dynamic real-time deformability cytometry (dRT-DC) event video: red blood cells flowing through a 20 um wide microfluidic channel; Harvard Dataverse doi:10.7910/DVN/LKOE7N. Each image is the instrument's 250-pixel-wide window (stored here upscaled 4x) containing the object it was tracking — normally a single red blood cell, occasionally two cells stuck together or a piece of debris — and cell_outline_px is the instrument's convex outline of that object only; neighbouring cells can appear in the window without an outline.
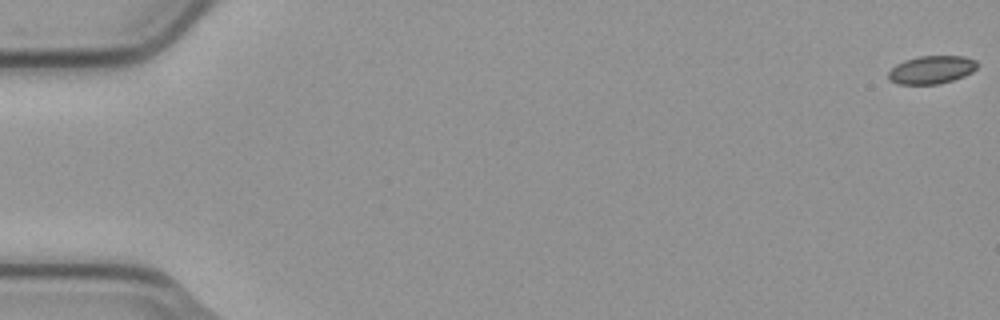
{"species": "common noctule bat (a hibernating species)", "species_latin": "Nyctalus noctula", "temperature_condition": "cold", "stored_images_in_passage": 51, "camera_frame_rate_fps": 3000, "um_per_image_px": 0.085, "animal": {"sex": "male", "body_mass_g": 23.1, "forearm_length_mm": 52.7}, "frame": {"image": 1, "passage_image": 1, "time_ms": 0.0, "image_size_px": [1000, 320], "cell_outline_px": [[976, 68], [972, 72], [964, 76], [952, 80], [936, 84], [900, 84], [888, 80], [888, 72], [896, 64], [904, 60], [920, 56], [964, 56], [976, 60]], "centroid_in_image_um": [79.16, 5.92], "position_along_channel_um": 5.8, "area_um2": 14.45}}
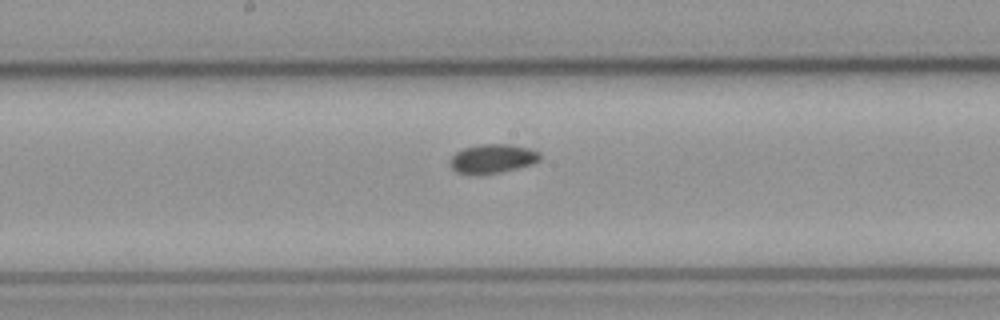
{"frame": {"image": 2, "passage_image": 30, "time_ms": 9.667, "image_size_px": [1000, 320], "cell_outline_px": [[540, 160], [532, 164], [500, 172], [480, 176], [476, 176], [456, 172], [448, 164], [448, 160], [456, 152], [464, 148], [480, 144], [504, 144], [528, 148], [540, 152]], "centroid_in_image_um": [41.8, 13.51], "position_along_channel_um": 206.4, "area_um2": 15.43}}
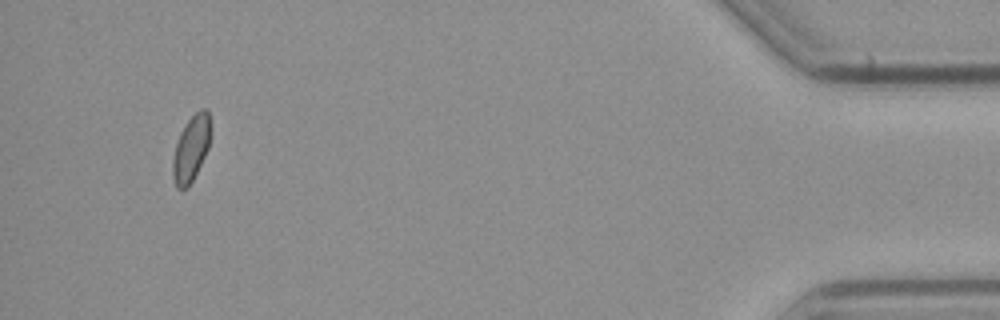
{"frame": {"image": 3, "passage_image": 51, "time_ms": 16.667, "image_size_px": [1000, 320], "cell_outline_px": [[208, 148], [188, 188], [176, 188], [172, 176], [172, 160], [176, 144], [180, 132], [184, 124], [200, 108], [208, 108]], "centroid_in_image_um": [16.19, 12.64], "position_along_channel_um": 419.0, "area_um2": 14.1}, "authors_computed_cell_mechanics": {"area_um2": 14.9124, "velocity_mm_per_s": 3.7686, "shape_relaxation_time_tau1_ms": null, "shape_relaxation_time_tau2_ms": 4.8869, "deformation_change_tau1": null, "deformation_change_tau2": 0.0696}}